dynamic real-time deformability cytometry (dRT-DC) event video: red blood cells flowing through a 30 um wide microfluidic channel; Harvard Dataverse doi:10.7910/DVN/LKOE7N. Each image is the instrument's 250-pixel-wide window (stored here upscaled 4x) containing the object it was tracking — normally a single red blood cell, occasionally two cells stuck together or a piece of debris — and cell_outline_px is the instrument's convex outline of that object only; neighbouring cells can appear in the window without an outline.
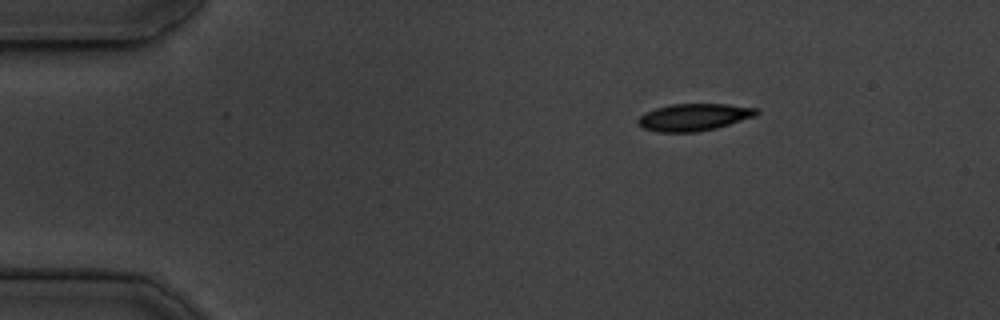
{"species": "common noctule bat (a hibernating species)", "species_latin": "Nyctalus noctula", "temperature_condition": "cold", "stored_images_in_passage": 46, "camera_frame_rate_fps": 3000, "um_per_image_px": 0.085, "animal": {"sex": "male", "body_mass_g": 19.5, "forearm_length_mm": 54.6}, "frame": {"image": 1, "passage_image": 1, "time_ms": 0.0, "image_size_px": [1000, 320], "cell_outline_px": [[760, 112], [756, 116], [716, 128], [696, 132], [656, 132], [644, 128], [636, 124], [636, 120], [640, 116], [656, 108], [672, 104], [728, 104], [760, 108]], "centroid_in_image_um": [59.01, 9.96], "position_along_channel_um": 26.0, "area_um2": 18.84}}
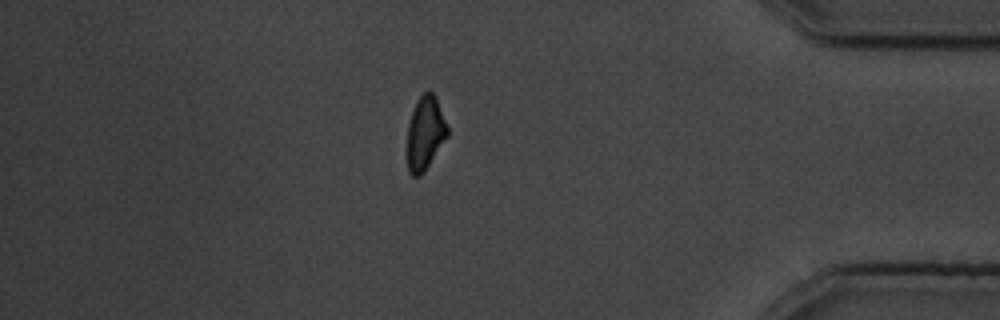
{"frame": {"image": 2, "passage_image": 39, "time_ms": 12.667, "image_size_px": [1000, 320], "cell_outline_px": [[448, 136], [424, 172], [420, 176], [412, 176], [408, 172], [408, 124], [416, 100], [428, 88], [436, 96], [448, 128]], "centroid_in_image_um": [36.15, 11.29], "position_along_channel_um": 399.1, "area_um2": 17.28}}
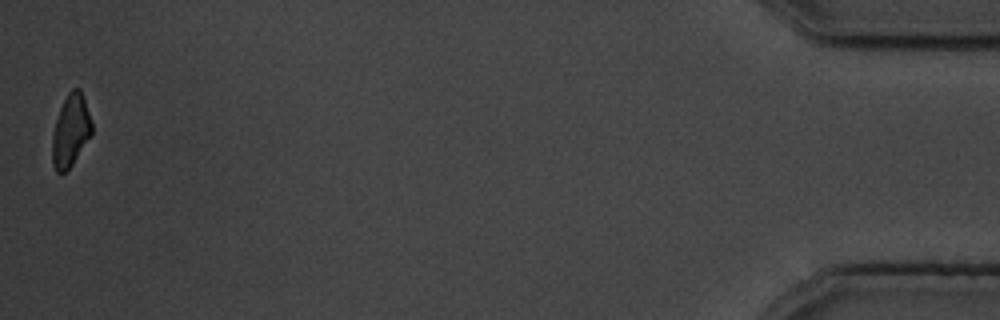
{"frame": {"image": 3, "passage_image": 46, "time_ms": 15.0, "image_size_px": [1000, 320], "cell_outline_px": [[92, 136], [72, 164], [60, 176], [56, 172], [52, 164], [52, 136], [56, 120], [60, 108], [68, 92], [72, 88], [80, 88], [92, 124]], "centroid_in_image_um": [6.0, 11.14], "position_along_channel_um": 429.2, "area_um2": 16.65}, "authors_computed_cell_mechanics": {"area_um2": 18.9006, "velocity_mm_per_s": 3.7377, "shape_relaxation_time_tau1_ms": 2.5145, "shape_relaxation_time_tau2_ms": 3.6451, "deformation_change_tau1": 0.1005, "deformation_change_tau2": 0.0979}}